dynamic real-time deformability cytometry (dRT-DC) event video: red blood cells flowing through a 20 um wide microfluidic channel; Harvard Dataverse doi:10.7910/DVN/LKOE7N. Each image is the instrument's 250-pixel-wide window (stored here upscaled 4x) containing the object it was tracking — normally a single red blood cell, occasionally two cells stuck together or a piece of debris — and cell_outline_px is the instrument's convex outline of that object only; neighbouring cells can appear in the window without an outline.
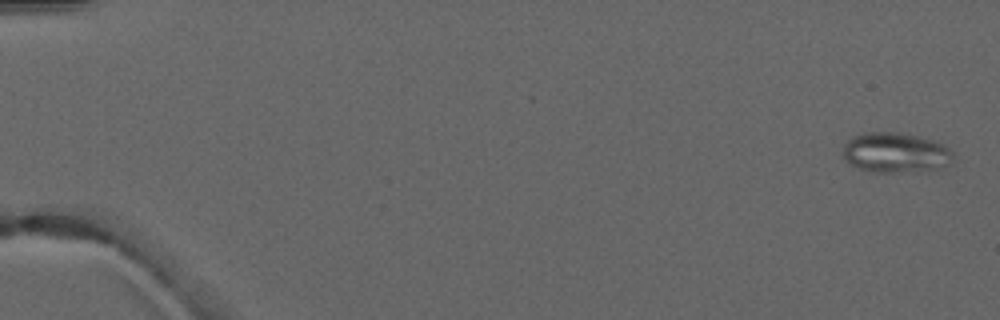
{"species": "common noctule bat (a hibernating species)", "species_latin": "Nyctalus noctula", "temperature_condition": "warm", "stored_images_in_passage": 4, "camera_frame_rate_fps": 3000, "um_per_image_px": 0.085, "animal": {"sex": "male", "forearm_length_mm": 52.5}, "frame": {"image": 1, "passage_image": 1, "time_ms": 0.0, "image_size_px": [1000, 320], "cell_outline_px": [[952, 160], [944, 168], [916, 172], [872, 172], [848, 164], [844, 160], [844, 144], [852, 136], [864, 132], [908, 132], [944, 144], [952, 152]], "centroid_in_image_um": [76.13, 12.97], "position_along_channel_um": 8.9, "area_um2": 26.24}}
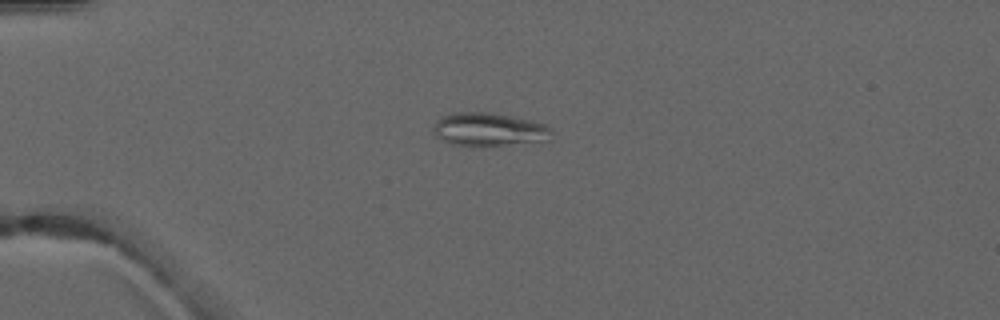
{"frame": {"image": 2, "passage_image": 4, "time_ms": 4.0, "image_size_px": [1000, 320], "cell_outline_px": [[552, 132], [548, 140], [500, 144], [452, 144], [436, 136], [432, 128], [436, 120], [440, 116], [452, 112], [492, 112], [528, 120], [544, 124], [552, 128]], "centroid_in_image_um": [41.51, 10.95], "position_along_channel_um": 43.5, "area_um2": 22.31}}